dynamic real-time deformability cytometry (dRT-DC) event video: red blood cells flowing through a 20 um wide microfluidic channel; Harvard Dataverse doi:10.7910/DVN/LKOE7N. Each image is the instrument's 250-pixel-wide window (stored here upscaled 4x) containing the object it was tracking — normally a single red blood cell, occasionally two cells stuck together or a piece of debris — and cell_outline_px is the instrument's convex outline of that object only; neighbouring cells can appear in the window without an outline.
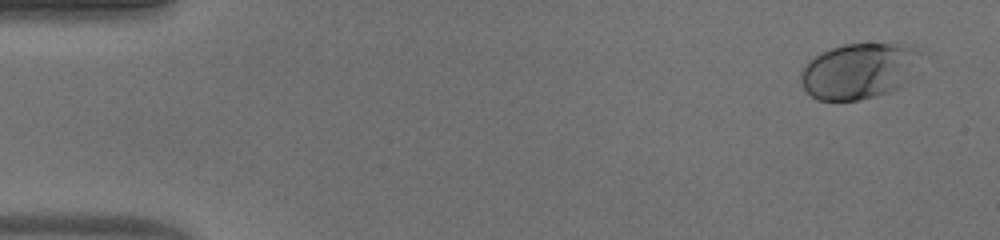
{"species": "human", "species_latin": "Homo sapiens", "temperature_condition": "warm", "stored_images_in_passage": 53, "camera_frame_rate_fps": 3000, "um_per_image_px": 0.085, "donor": {"sex": "male"}, "frame": {"image": 1, "passage_image": 3, "time_ms": 0.667, "image_size_px": [1000, 240], "cell_outline_px": [[920, 52], [904, 84], [900, 88], [892, 92], [860, 100], [816, 100], [804, 88], [800, 80], [800, 72], [808, 60], [820, 52], [844, 44], [896, 44], [912, 48]], "centroid_in_image_um": [72.9, 6.05], "position_along_channel_um": 12.1, "area_um2": 38.38}}
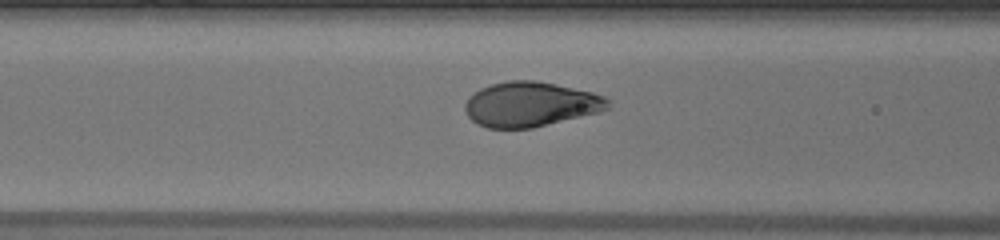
{"frame": {"image": 2, "passage_image": 22, "time_ms": 7.0, "image_size_px": [1000, 240], "cell_outline_px": [[608, 108], [600, 112], [532, 128], [488, 128], [476, 124], [468, 116], [464, 108], [464, 104], [468, 96], [480, 88], [492, 84], [508, 80], [536, 80], [556, 84], [592, 92], [604, 96], [608, 100]], "centroid_in_image_um": [45.06, 8.86], "position_along_channel_um": 121.5, "area_um2": 37.4}}
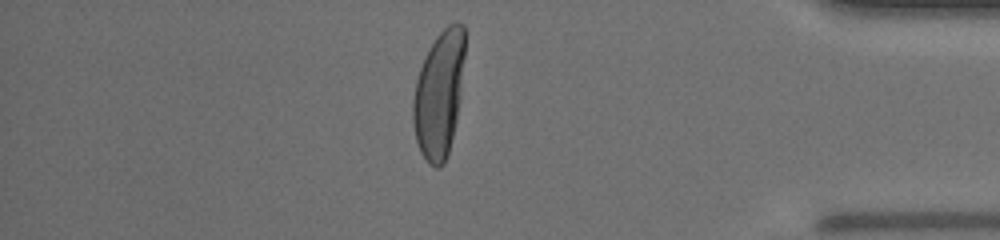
{"frame": {"image": 3, "passage_image": 46, "time_ms": 15.0, "image_size_px": [1000, 240], "cell_outline_px": [[464, 56], [460, 96], [456, 120], [448, 152], [444, 164], [440, 168], [436, 168], [420, 152], [416, 140], [412, 124], [412, 104], [416, 80], [420, 68], [436, 36], [448, 24], [456, 20], [464, 24]], "centroid_in_image_um": [37.31, 7.99], "position_along_channel_um": 397.9, "area_um2": 37.97}, "authors_computed_cell_mechanics": {"area_um2": 37.9168, "velocity_mm_per_s": 3.8615, "shape_relaxation_time_tau1_ms": 3.3152, "shape_relaxation_time_tau2_ms": null, "deformation_change_tau1": 0.195, "deformation_change_tau2": null}}